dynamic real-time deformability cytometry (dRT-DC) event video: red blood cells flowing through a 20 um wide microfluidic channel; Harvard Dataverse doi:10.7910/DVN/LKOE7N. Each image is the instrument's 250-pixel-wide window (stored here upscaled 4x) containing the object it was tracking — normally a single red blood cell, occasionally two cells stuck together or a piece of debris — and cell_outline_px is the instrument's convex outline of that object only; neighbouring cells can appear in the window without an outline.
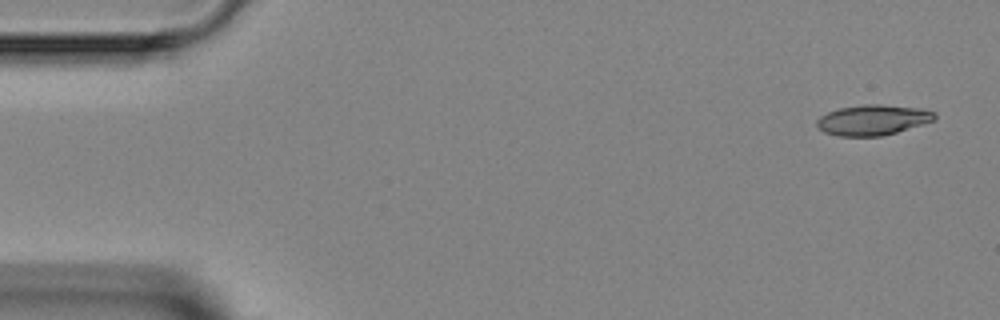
{"species": "Egyptian fruit bat (a non-hibernating species)", "species_latin": "Rousettus aegyptiacus", "temperature_condition": "room temperature", "stored_images_in_passage": 5, "camera_frame_rate_fps": 3000, "um_per_image_px": 0.085, "animal": {"sex": "female"}, "frame": {"image": 1, "passage_image": 5, "time_ms": 5.333, "image_size_px": [1000, 320], "cell_outline_px": [[936, 120], [896, 132], [880, 136], [840, 136], [824, 132], [816, 124], [816, 120], [820, 116], [828, 112], [840, 108], [864, 104], [880, 104], [920, 108], [936, 112]], "centroid_in_image_um": [74.21, 10.19], "position_along_channel_um": 10.8, "area_um2": 20.81}}